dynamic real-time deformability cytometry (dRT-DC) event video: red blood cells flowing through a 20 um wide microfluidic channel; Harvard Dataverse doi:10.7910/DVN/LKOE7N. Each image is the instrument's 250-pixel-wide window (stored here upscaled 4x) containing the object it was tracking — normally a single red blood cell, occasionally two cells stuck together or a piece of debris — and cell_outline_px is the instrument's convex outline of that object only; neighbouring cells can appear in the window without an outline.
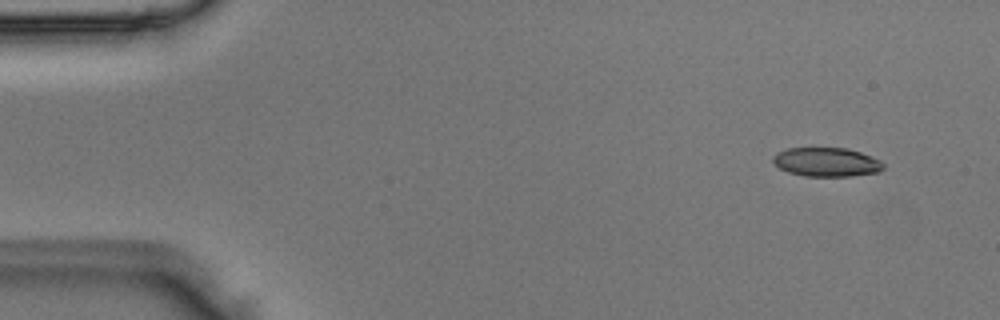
{"species": "Egyptian fruit bat (a non-hibernating species)", "species_latin": "Rousettus aegyptiacus", "temperature_condition": "room temperature", "stored_images_in_passage": 4, "camera_frame_rate_fps": 3000, "um_per_image_px": 0.085, "animal": {"sex": "male"}, "frame": {"image": 1, "passage_image": 1, "time_ms": 0.0, "image_size_px": [1000, 320], "cell_outline_px": [[884, 168], [876, 172], [848, 176], [804, 176], [788, 172], [780, 168], [772, 160], [772, 156], [776, 152], [788, 148], [848, 148], [872, 156], [880, 160], [884, 164]], "centroid_in_image_um": [70.24, 13.77], "position_along_channel_um": 14.8, "area_um2": 18.61}}
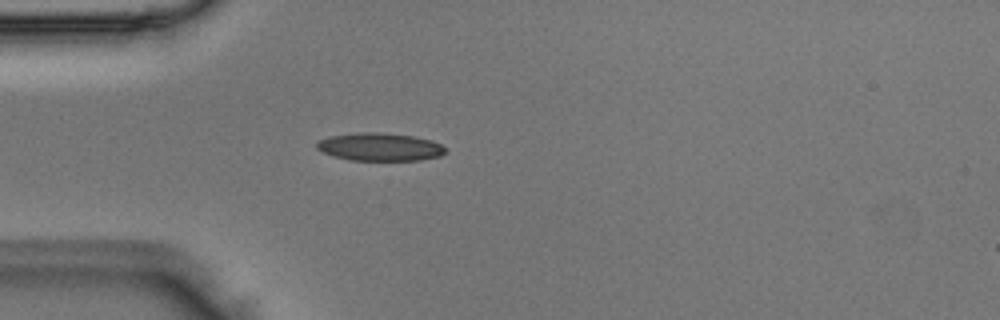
{"frame": {"image": 2, "passage_image": 4, "time_ms": 1.0, "image_size_px": [1000, 320], "cell_outline_px": [[448, 152], [440, 156], [420, 160], [352, 160], [336, 156], [324, 152], [316, 148], [316, 140], [328, 136], [356, 132], [380, 132], [412, 136], [432, 140], [440, 144]], "centroid_in_image_um": [32.28, 12.47], "position_along_channel_um": 52.7, "area_um2": 20.98}}